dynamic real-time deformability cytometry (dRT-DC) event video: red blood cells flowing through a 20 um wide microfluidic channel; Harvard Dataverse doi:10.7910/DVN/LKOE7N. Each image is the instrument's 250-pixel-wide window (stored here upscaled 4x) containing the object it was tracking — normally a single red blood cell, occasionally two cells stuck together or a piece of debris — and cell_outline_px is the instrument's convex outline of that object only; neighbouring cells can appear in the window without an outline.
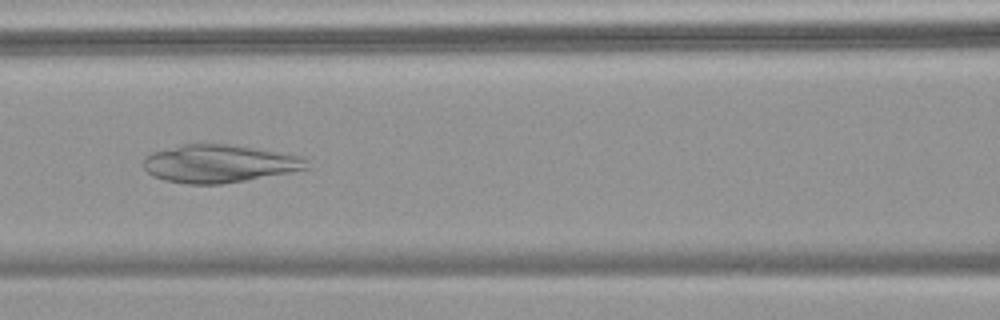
{"species": "common noctule bat (a hibernating species)", "species_latin": "Nyctalus noctula", "temperature_condition": "warm", "stored_images_in_passage": 40, "camera_frame_rate_fps": 3000, "um_per_image_px": 0.085, "animal": {"sex": "female", "body_mass_g": 18.4}, "frame": {"image": 1, "passage_image": 13, "time_ms": 4.0, "image_size_px": [1000, 320], "cell_outline_px": [[312, 168], [244, 180], [220, 184], [188, 184], [164, 180], [152, 176], [144, 168], [144, 160], [152, 152], [184, 144], [228, 144], [304, 156], [308, 160]], "centroid_in_image_um": [18.67, 13.91], "position_along_channel_um": 147.9, "area_um2": 35.84}}
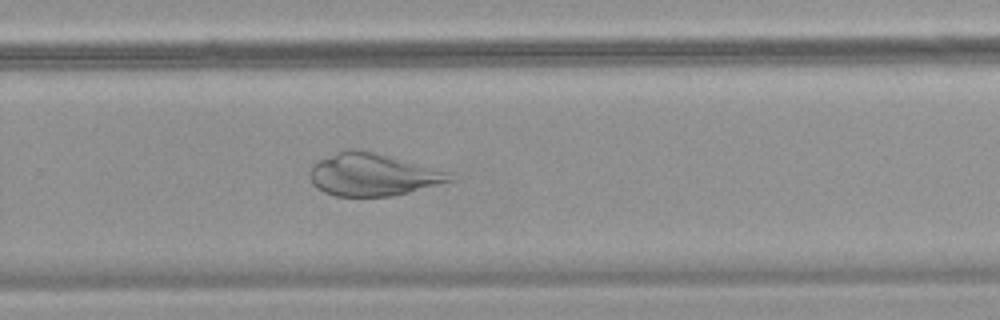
{"frame": {"image": 2, "passage_image": 24, "time_ms": 7.667, "image_size_px": [1000, 320], "cell_outline_px": [[456, 180], [392, 196], [336, 196], [324, 192], [316, 188], [312, 184], [308, 176], [308, 172], [312, 164], [344, 148], [356, 148], [372, 152], [448, 172]], "centroid_in_image_um": [31.59, 14.85], "position_along_channel_um": 298.2, "area_um2": 34.39}}
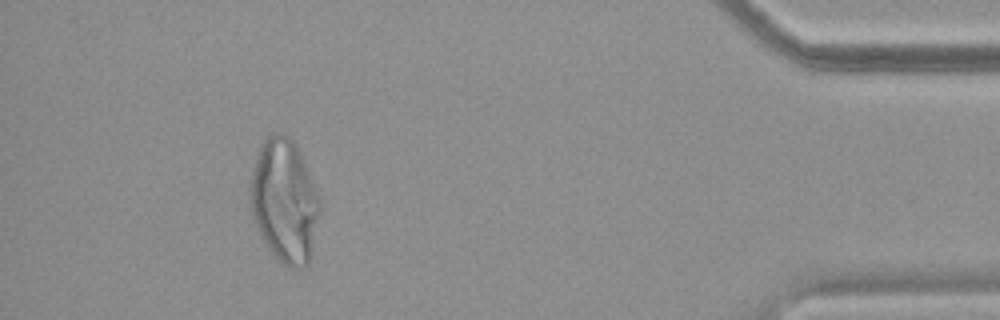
{"frame": {"image": 3, "passage_image": 36, "time_ms": 11.667, "image_size_px": [1000, 320], "cell_outline_px": [[320, 208], [312, 256], [308, 264], [304, 268], [292, 268], [284, 264], [272, 252], [260, 232], [252, 216], [248, 192], [252, 172], [264, 136], [272, 132], [276, 132], [288, 136], [292, 140], [300, 152], [320, 196]], "centroid_in_image_um": [24.19, 17.06], "position_along_channel_um": 411.0, "area_um2": 50.05}}